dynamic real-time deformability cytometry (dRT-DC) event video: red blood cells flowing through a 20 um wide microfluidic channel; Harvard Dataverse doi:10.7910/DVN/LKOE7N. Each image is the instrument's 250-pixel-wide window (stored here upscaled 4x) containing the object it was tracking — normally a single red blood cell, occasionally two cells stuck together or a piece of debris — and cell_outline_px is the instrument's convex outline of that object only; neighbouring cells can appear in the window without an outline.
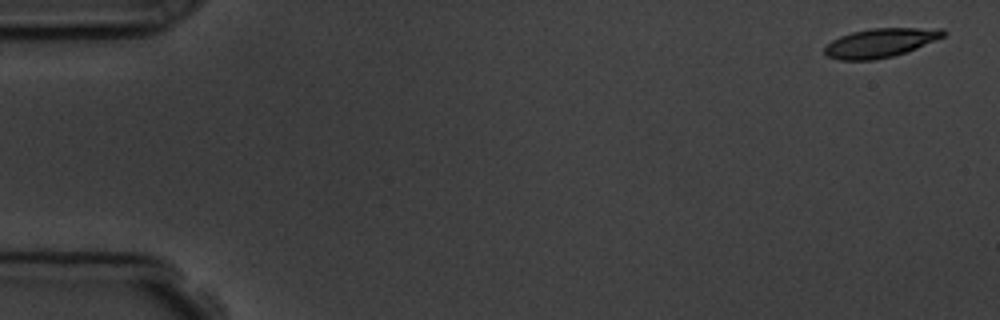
{"species": "common noctule bat (a hibernating species)", "species_latin": "Nyctalus noctula", "temperature_condition": "room temperature", "stored_images_in_passage": 4, "camera_frame_rate_fps": 3000, "um_per_image_px": 0.085, "animal": {"sex": "male", "body_mass_g": 19.5, "forearm_length_mm": 54.6}, "frame": {"image": 1, "passage_image": 1, "time_ms": 0.0, "image_size_px": [1000, 320], "cell_outline_px": [[948, 32], [944, 36], [916, 48], [892, 56], [872, 60], [840, 60], [828, 56], [824, 52], [824, 48], [832, 40], [840, 36], [852, 32], [872, 28], [944, 28]], "centroid_in_image_um": [74.84, 3.63], "position_along_channel_um": 10.2, "area_um2": 19.88}}